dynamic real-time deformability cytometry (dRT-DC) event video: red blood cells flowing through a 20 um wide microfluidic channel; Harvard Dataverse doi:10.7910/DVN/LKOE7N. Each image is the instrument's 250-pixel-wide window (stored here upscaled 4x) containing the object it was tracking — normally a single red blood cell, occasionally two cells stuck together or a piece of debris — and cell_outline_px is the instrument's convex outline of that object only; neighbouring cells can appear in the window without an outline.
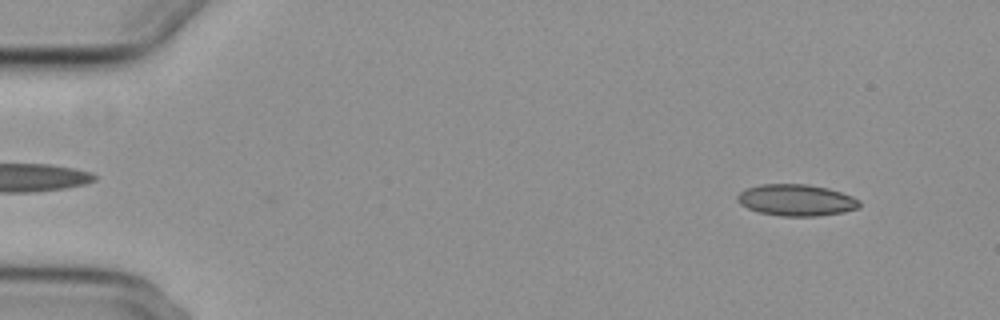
{"species": "common noctule bat (a hibernating species)", "species_latin": "Nyctalus noctula", "temperature_condition": "cold", "stored_images_in_passage": 44, "camera_frame_rate_fps": 3000, "um_per_image_px": 0.085, "animal": {"sex": "female", "body_mass_g": 29.2, "forearm_length_mm": 56.3}, "frame": {"image": 1, "passage_image": 2, "time_ms": 0.333, "image_size_px": [1000, 320], "cell_outline_px": [[860, 208], [844, 212], [816, 216], [780, 216], [760, 212], [748, 208], [740, 204], [736, 200], [736, 196], [740, 192], [748, 188], [760, 184], [808, 184], [828, 188], [852, 196], [860, 200]], "centroid_in_image_um": [67.7, 17.01], "position_along_channel_um": 17.3, "area_um2": 22.48}}
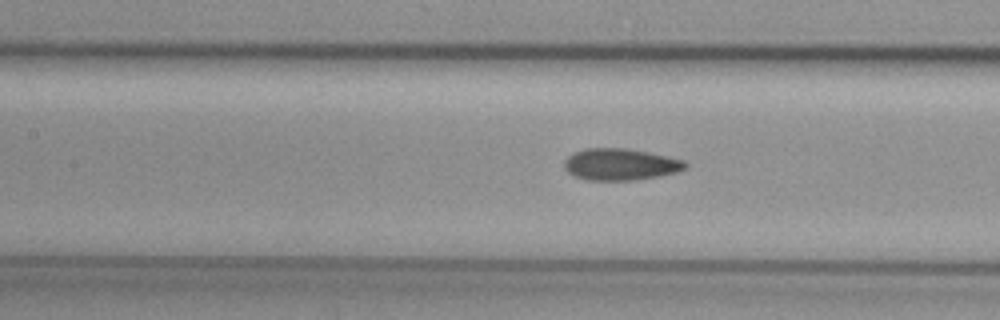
{"frame": {"image": 2, "passage_image": 22, "time_ms": 7.0, "image_size_px": [1000, 320], "cell_outline_px": [[688, 168], [676, 172], [660, 176], [636, 180], [588, 180], [572, 176], [564, 168], [564, 160], [572, 152], [584, 148], [624, 148], [648, 152], [684, 160], [688, 164]], "centroid_in_image_um": [52.71, 13.97], "position_along_channel_um": 154.7, "area_um2": 22.6}}
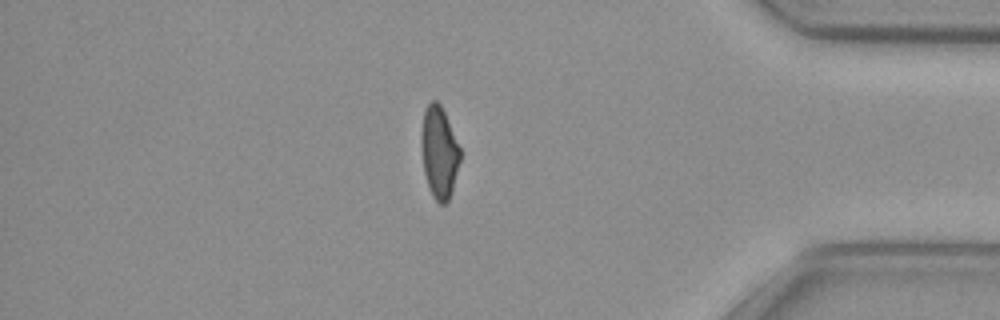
{"frame": {"image": 3, "passage_image": 44, "time_ms": 14.333, "image_size_px": [1000, 320], "cell_outline_px": [[460, 160], [452, 188], [448, 200], [444, 204], [440, 204], [432, 196], [428, 188], [424, 172], [420, 140], [420, 136], [424, 112], [428, 104], [432, 100], [436, 100], [440, 104], [444, 112], [460, 148]], "centroid_in_image_um": [37.3, 12.95], "position_along_channel_um": 397.9, "area_um2": 20.58}, "authors_computed_cell_mechanics": {"area_um2": 22.0796, "velocity_mm_per_s": 3.7451, "shape_relaxation_time_tau1_ms": null, "shape_relaxation_time_tau2_ms": 2.5875, "deformation_change_tau1": null, "deformation_change_tau2": 0.0737}}